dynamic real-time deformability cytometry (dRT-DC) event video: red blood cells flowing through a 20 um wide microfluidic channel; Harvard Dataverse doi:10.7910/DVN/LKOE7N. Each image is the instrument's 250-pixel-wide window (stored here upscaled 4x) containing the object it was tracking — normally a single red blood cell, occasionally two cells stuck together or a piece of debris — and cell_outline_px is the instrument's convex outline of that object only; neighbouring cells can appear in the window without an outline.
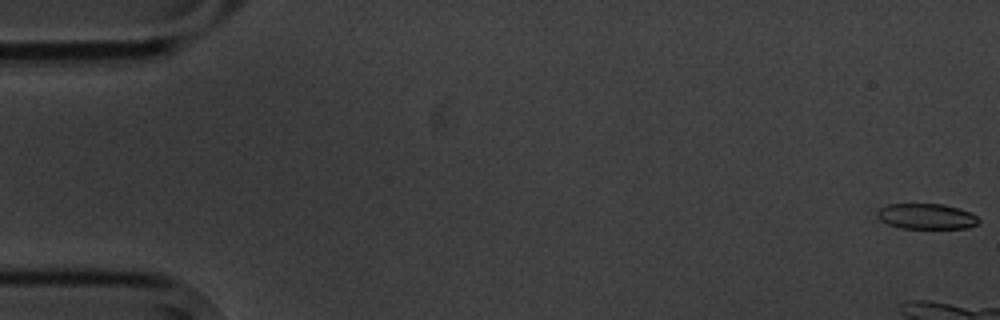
{"species": "common noctule bat (a hibernating species)", "species_latin": "Nyctalus noctula", "temperature_condition": "cold", "stored_images_in_passage": 7, "camera_frame_rate_fps": 3000, "um_per_image_px": 0.085, "animal": {"sex": "male", "body_mass_g": 20.1, "forearm_length_mm": 53.5}, "frame": {"image": 1, "passage_image": 1, "time_ms": 0.0, "image_size_px": [1000, 320], "cell_outline_px": [[980, 220], [976, 224], [968, 228], [900, 228], [888, 224], [880, 220], [876, 216], [876, 212], [880, 208], [888, 204], [940, 204], [960, 208], [972, 212]], "centroid_in_image_um": [78.74, 18.39], "position_along_channel_um": 6.3, "area_um2": 15.14}}
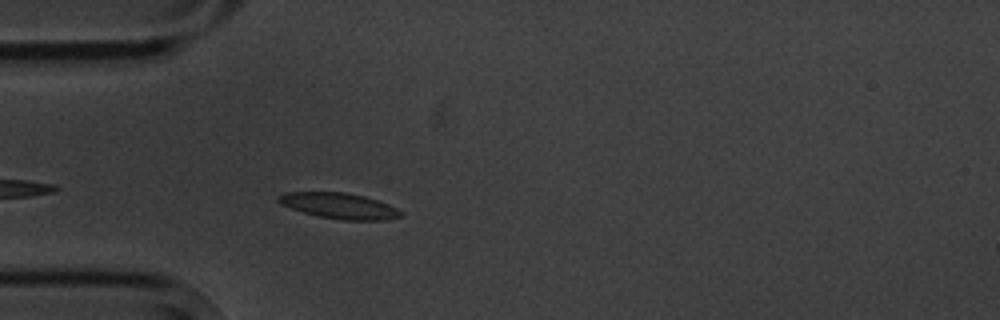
{"frame": {"image": 2, "passage_image": 7, "time_ms": 7.0, "image_size_px": [1000, 320], "cell_outline_px": [[404, 216], [384, 220], [344, 220], [316, 216], [280, 204], [276, 200], [276, 196], [284, 192], [344, 192], [364, 196], [388, 204], [404, 212]], "centroid_in_image_um": [28.83, 17.49], "position_along_channel_um": 56.2, "area_um2": 18.44}}